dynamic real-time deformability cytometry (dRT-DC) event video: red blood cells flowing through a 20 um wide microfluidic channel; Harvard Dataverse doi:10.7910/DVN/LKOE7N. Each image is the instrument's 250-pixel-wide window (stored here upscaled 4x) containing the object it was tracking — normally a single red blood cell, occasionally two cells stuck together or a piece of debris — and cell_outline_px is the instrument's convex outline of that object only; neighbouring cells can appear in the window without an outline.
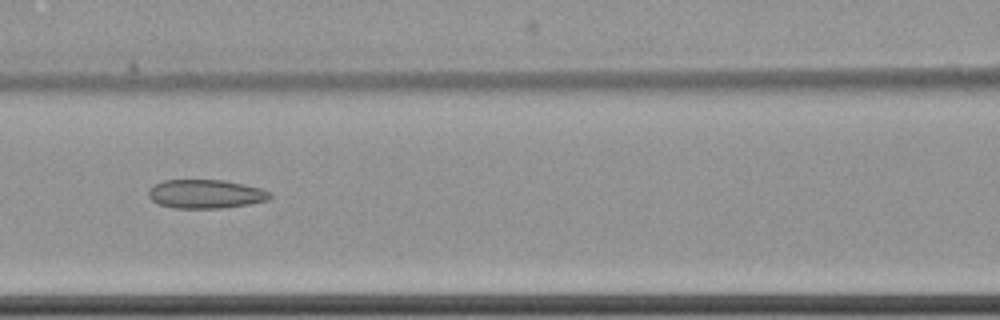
{"species": "common noctule bat (a hibernating species)", "species_latin": "Nyctalus noctula", "temperature_condition": "cold", "stored_images_in_passage": 11, "segment_of_instrument_passage": [1, 2], "camera_frame_rate_fps": 3000, "um_per_image_px": 0.085, "animal": {"sex": "female", "body_mass_g": 22.7, "forearm_length_mm": 54.2}, "frame": {"image": 1, "passage_image": 8, "time_ms": 8.333, "image_size_px": [1000, 320], "cell_outline_px": [[272, 196], [268, 200], [248, 204], [220, 208], [172, 208], [156, 204], [148, 196], [148, 192], [156, 184], [164, 180], [224, 180], [244, 184], [260, 188], [272, 192]], "centroid_in_image_um": [17.49, 16.49], "position_along_channel_um": 149.1, "area_um2": 20.4}}
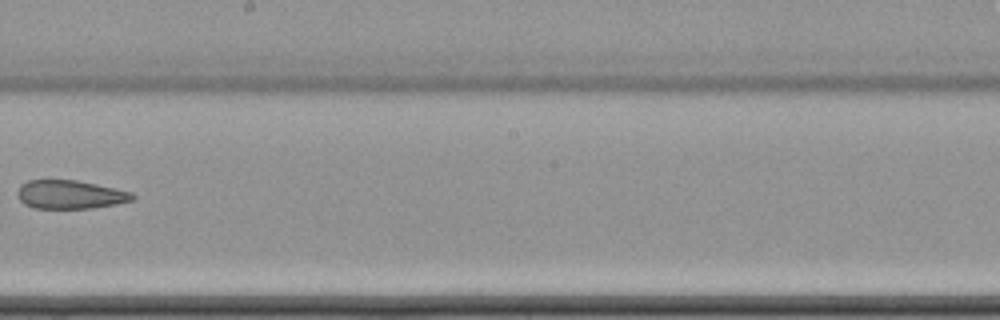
{"frame": {"image": 2, "passage_image": 10, "time_ms": 11.0, "image_size_px": [1000, 320], "cell_outline_px": [[136, 196], [132, 200], [116, 204], [92, 208], [32, 208], [24, 204], [16, 196], [16, 192], [20, 184], [28, 180], [76, 180], [96, 184], [132, 192]], "centroid_in_image_um": [5.92, 16.53], "position_along_channel_um": 242.3, "area_um2": 19.25}}